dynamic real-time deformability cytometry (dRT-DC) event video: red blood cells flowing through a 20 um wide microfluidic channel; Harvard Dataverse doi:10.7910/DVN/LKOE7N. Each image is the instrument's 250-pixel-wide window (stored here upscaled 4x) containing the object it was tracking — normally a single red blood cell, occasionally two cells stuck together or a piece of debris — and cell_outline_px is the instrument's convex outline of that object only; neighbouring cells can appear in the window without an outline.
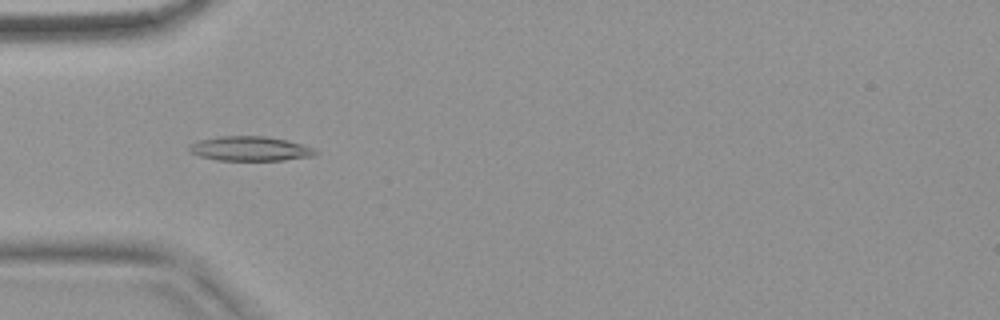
{"species": "common noctule bat (a hibernating species)", "species_latin": "Nyctalus noctula", "temperature_condition": "warm", "stored_images_in_passage": 54, "camera_frame_rate_fps": 3000, "um_per_image_px": 0.085, "animal": {"sex": "female", "body_mass_g": 18.4}, "frame": {"image": 1, "passage_image": 17, "time_ms": 5.333, "image_size_px": [1000, 320], "cell_outline_px": [[320, 152], [312, 156], [284, 160], [216, 160], [200, 156], [192, 152], [188, 148], [188, 144], [200, 140], [220, 136], [264, 136], [288, 140], [312, 148]], "centroid_in_image_um": [21.25, 12.63], "position_along_channel_um": 63.8, "area_um2": 17.92}}
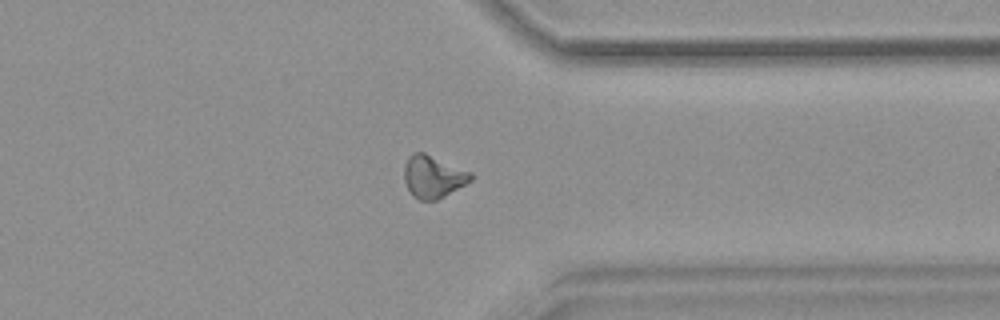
{"frame": {"image": 2, "passage_image": 42, "time_ms": 13.667, "image_size_px": [1000, 320], "cell_outline_px": [[472, 180], [444, 196], [436, 200], [420, 200], [412, 196], [404, 180], [404, 164], [408, 156], [412, 152], [424, 152], [472, 172]], "centroid_in_image_um": [36.79, 15.0], "position_along_channel_um": 374.6, "area_um2": 16.47}}
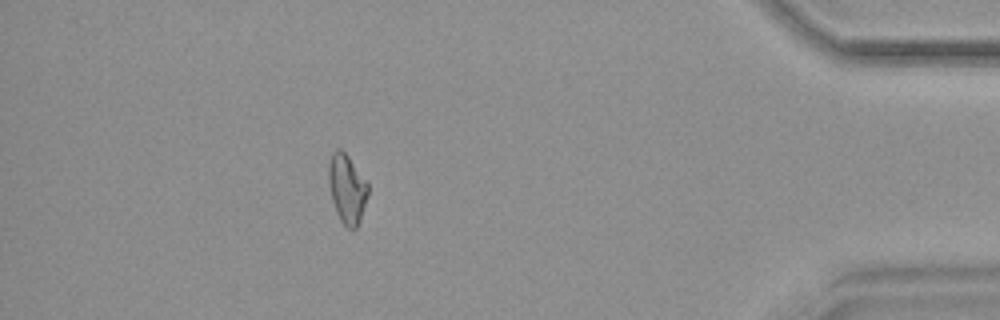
{"frame": {"image": 3, "passage_image": 48, "time_ms": 15.667, "image_size_px": [1000, 320], "cell_outline_px": [[368, 196], [360, 220], [356, 228], [352, 232], [340, 220], [336, 212], [332, 200], [328, 180], [328, 164], [332, 152], [336, 148], [340, 148], [348, 156], [368, 184]], "centroid_in_image_um": [29.48, 16.06], "position_along_channel_um": 405.7, "area_um2": 15.9}, "authors_computed_cell_mechanics": {"area_um2": 16.0684, "velocity_mm_per_s": 3.7918, "shape_relaxation_time_tau1_ms": null, "shape_relaxation_time_tau2_ms": 6.9213, "deformation_change_tau1": null, "deformation_change_tau2": 0.1359}}